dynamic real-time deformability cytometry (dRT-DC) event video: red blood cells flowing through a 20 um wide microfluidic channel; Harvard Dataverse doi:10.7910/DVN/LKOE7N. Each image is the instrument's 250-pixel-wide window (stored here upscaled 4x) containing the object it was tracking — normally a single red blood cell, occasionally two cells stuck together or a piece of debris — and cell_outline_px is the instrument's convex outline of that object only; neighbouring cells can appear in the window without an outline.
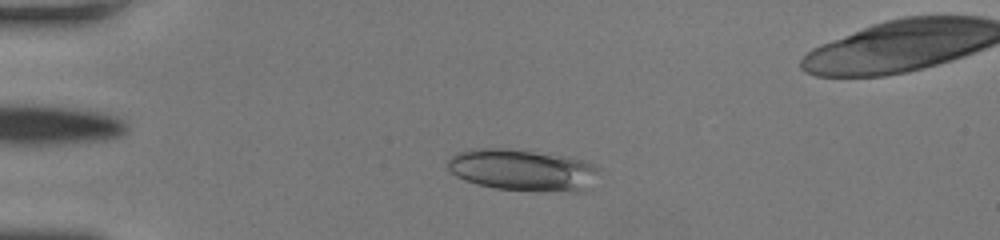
{"species": "human", "species_latin": "Homo sapiens", "temperature_condition": "room temperature", "stored_images_in_passage": 48, "camera_frame_rate_fps": 3000, "um_per_image_px": 0.085, "donor": {"sex": "female"}, "frame": {"image": 1, "passage_image": 9, "time_ms": 2.667, "image_size_px": [1000, 240], "cell_outline_px": [[600, 168], [580, 192], [572, 192], [492, 188], [476, 184], [464, 180], [456, 176], [448, 168], [444, 160], [456, 152], [468, 148], [508, 148], [568, 156], [584, 160]], "centroid_in_image_um": [44.3, 14.42], "position_along_channel_um": 40.7, "area_um2": 36.76}}
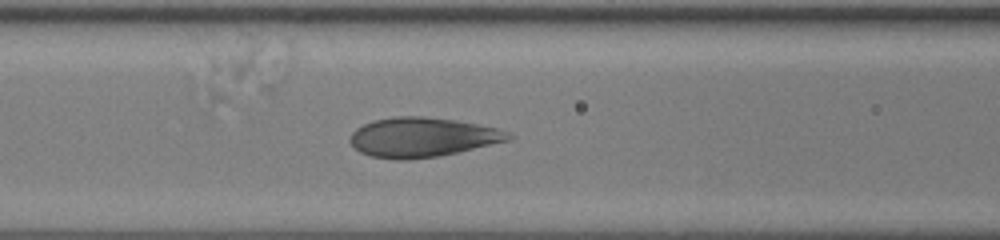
{"frame": {"image": 2, "passage_image": 24, "time_ms": 7.667, "image_size_px": [1000, 240], "cell_outline_px": [[516, 136], [512, 140], [456, 152], [436, 156], [408, 160], [396, 160], [372, 156], [360, 152], [348, 140], [352, 132], [356, 128], [372, 120], [396, 116], [424, 116], [456, 120], [496, 128], [508, 132]], "centroid_in_image_um": [35.89, 11.66], "position_along_channel_um": 130.7, "area_um2": 36.47}}
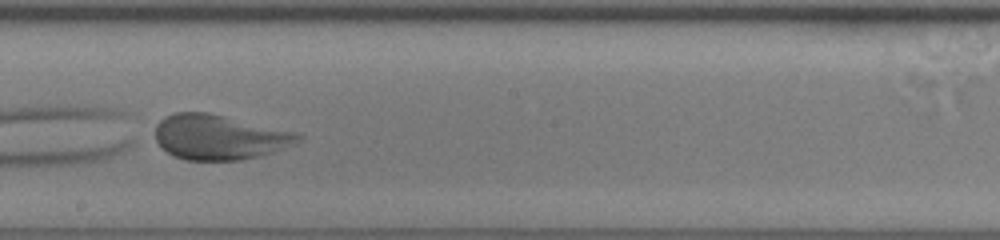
{"frame": {"image": 3, "passage_image": 35, "time_ms": 11.333, "image_size_px": [1000, 240], "cell_outline_px": [[304, 136], [300, 140], [272, 152], [260, 156], [240, 160], [184, 160], [172, 156], [160, 148], [152, 140], [156, 124], [164, 116], [172, 112], [208, 112], [296, 132]], "centroid_in_image_um": [18.53, 11.65], "position_along_channel_um": 229.7, "area_um2": 37.86}}